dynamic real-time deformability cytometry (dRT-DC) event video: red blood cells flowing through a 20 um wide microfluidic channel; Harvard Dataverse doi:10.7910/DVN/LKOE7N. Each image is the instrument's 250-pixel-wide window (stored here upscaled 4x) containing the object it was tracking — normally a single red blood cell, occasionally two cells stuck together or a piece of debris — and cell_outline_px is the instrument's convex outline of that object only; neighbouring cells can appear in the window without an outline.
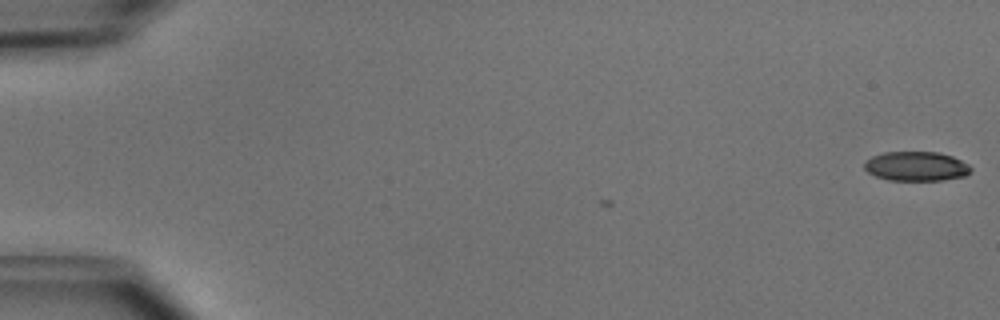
{"species": "common noctule bat (a hibernating species)", "species_latin": "Nyctalus noctula", "temperature_condition": "cold", "stored_images_in_passage": 7, "camera_frame_rate_fps": 3000, "um_per_image_px": 0.085, "animal": {"sex": "male", "body_mass_g": 15.6}, "frame": {"image": 1, "passage_image": 1, "time_ms": 0.0, "image_size_px": [1000, 320], "cell_outline_px": [[972, 172], [964, 176], [944, 180], [888, 180], [876, 176], [868, 172], [864, 168], [864, 164], [872, 156], [884, 152], [940, 152], [952, 156], [968, 164], [972, 168]], "centroid_in_image_um": [77.91, 14.13], "position_along_channel_um": 7.1, "area_um2": 18.26}}